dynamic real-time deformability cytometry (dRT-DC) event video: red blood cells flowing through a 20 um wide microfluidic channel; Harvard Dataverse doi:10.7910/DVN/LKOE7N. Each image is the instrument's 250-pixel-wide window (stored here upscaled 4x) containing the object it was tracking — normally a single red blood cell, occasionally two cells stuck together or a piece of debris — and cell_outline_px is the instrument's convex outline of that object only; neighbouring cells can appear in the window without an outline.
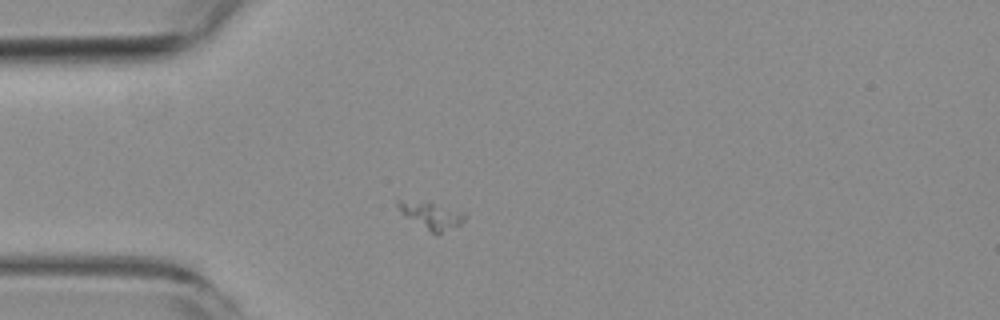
{"species": "common noctule bat (a hibernating species)", "species_latin": "Nyctalus noctula", "temperature_condition": "room temperature", "stored_images_in_passage": 6, "camera_frame_rate_fps": 3000, "um_per_image_px": 0.085, "animal": {"sex": "female", "body_mass_g": 19.3, "forearm_length_mm": 54.1}, "frame": {"image": 1, "passage_image": 2, "time_ms": 1.333, "image_size_px": [1000, 320], "cell_outline_px": [[468, 216], [460, 224], [436, 236], [404, 216], [396, 208], [396, 196], [432, 204], [464, 212]], "centroid_in_image_um": [36.56, 18.3], "position_along_channel_um": 48.4, "area_um2": 10.81}}
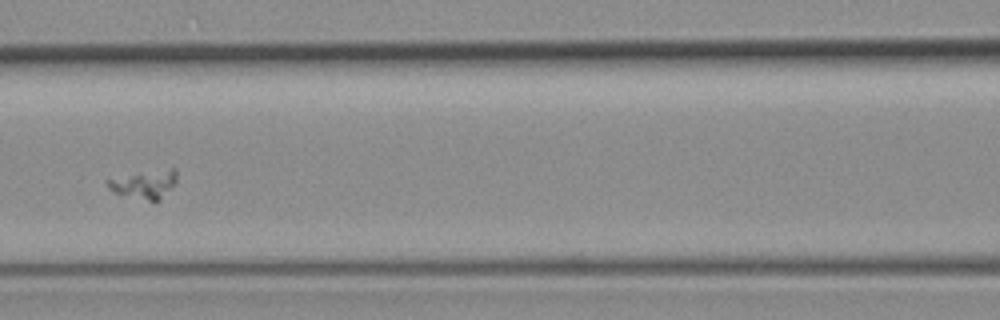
{"frame": {"image": 2, "passage_image": 5, "time_ms": 4.667, "image_size_px": [1000, 320], "cell_outline_px": [[176, 180], [160, 200], [156, 204], [112, 192], [108, 188], [104, 180], [172, 168], [176, 168]], "centroid_in_image_um": [12.26, 15.72], "position_along_channel_um": 154.3, "area_um2": 11.21}}
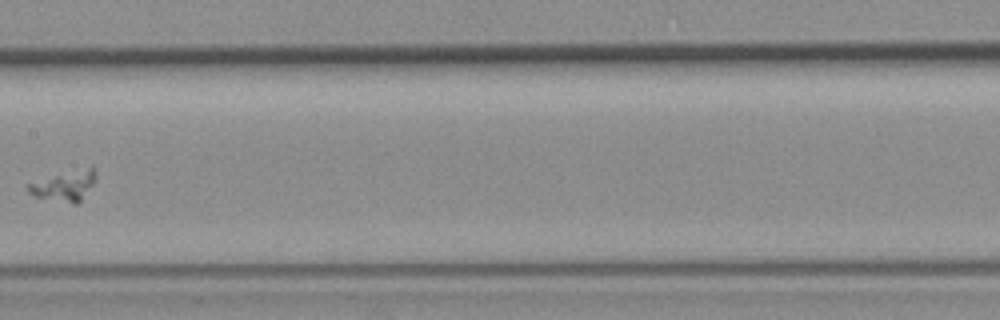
{"frame": {"image": 3, "passage_image": 6, "time_ms": 6.0, "image_size_px": [1000, 320], "cell_outline_px": [[96, 180], [80, 200], [76, 204], [72, 204], [36, 196], [28, 192], [24, 188], [24, 184], [92, 164], [96, 168]], "centroid_in_image_um": [5.5, 15.74], "position_along_channel_um": 201.9, "area_um2": 12.14}}